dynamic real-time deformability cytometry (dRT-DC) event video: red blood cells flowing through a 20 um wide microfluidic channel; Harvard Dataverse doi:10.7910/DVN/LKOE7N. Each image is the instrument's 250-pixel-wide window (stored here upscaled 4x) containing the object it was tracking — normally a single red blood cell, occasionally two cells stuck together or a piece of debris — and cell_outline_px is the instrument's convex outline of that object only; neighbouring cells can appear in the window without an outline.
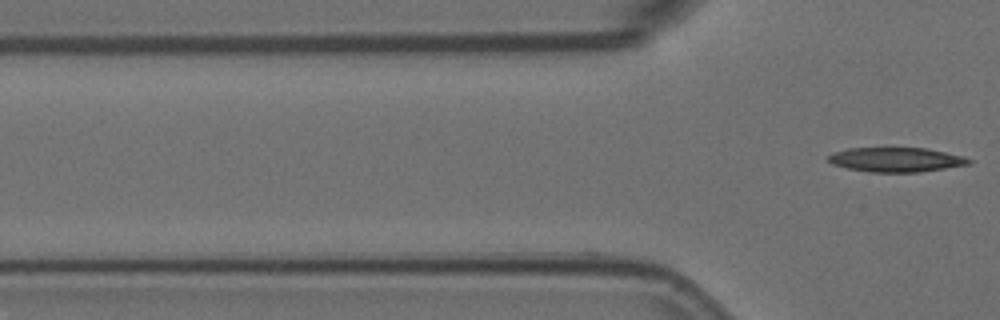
{"species": "Egyptian fruit bat (a non-hibernating species)", "species_latin": "Rousettus aegyptiacus", "temperature_condition": "room temperature", "stored_images_in_passage": 2, "camera_frame_rate_fps": 3000, "um_per_image_px": 0.085, "animal": {"sex": "female"}, "frame": {"image": 1, "passage_image": 2, "time_ms": 0.333, "image_size_px": [1000, 320], "cell_outline_px": [[972, 160], [968, 164], [920, 172], [868, 172], [848, 168], [832, 164], [828, 160], [828, 156], [832, 152], [848, 148], [924, 148], [964, 156]], "centroid_in_image_um": [76.12, 13.57], "position_along_channel_um": 49.7, "area_um2": 19.88}}